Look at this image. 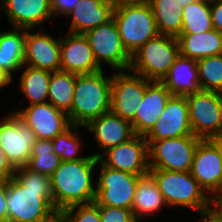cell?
<instances>
[{"label":"cell","instance_id":"obj_1","mask_svg":"<svg viewBox=\"0 0 222 222\" xmlns=\"http://www.w3.org/2000/svg\"><path fill=\"white\" fill-rule=\"evenodd\" d=\"M98 164L93 154L85 159L61 161L50 176L53 192V208L60 213L64 209L81 204L93 203L96 189L93 186L92 171Z\"/></svg>","mask_w":222,"mask_h":222},{"label":"cell","instance_id":"obj_2","mask_svg":"<svg viewBox=\"0 0 222 222\" xmlns=\"http://www.w3.org/2000/svg\"><path fill=\"white\" fill-rule=\"evenodd\" d=\"M112 76L105 77L102 70L77 75L71 110L67 113L71 125L85 126L111 108Z\"/></svg>","mask_w":222,"mask_h":222},{"label":"cell","instance_id":"obj_3","mask_svg":"<svg viewBox=\"0 0 222 222\" xmlns=\"http://www.w3.org/2000/svg\"><path fill=\"white\" fill-rule=\"evenodd\" d=\"M113 19L122 45L130 56L134 55L148 40L159 35L147 0L116 4Z\"/></svg>","mask_w":222,"mask_h":222},{"label":"cell","instance_id":"obj_4","mask_svg":"<svg viewBox=\"0 0 222 222\" xmlns=\"http://www.w3.org/2000/svg\"><path fill=\"white\" fill-rule=\"evenodd\" d=\"M154 178L159 191L163 195L168 206H183L199 212L204 220L214 208L211 197L205 195V191L193 178L191 172H177L168 170H149Z\"/></svg>","mask_w":222,"mask_h":222},{"label":"cell","instance_id":"obj_5","mask_svg":"<svg viewBox=\"0 0 222 222\" xmlns=\"http://www.w3.org/2000/svg\"><path fill=\"white\" fill-rule=\"evenodd\" d=\"M180 50L176 37L158 35L131 56L130 71L151 81H161Z\"/></svg>","mask_w":222,"mask_h":222},{"label":"cell","instance_id":"obj_6","mask_svg":"<svg viewBox=\"0 0 222 222\" xmlns=\"http://www.w3.org/2000/svg\"><path fill=\"white\" fill-rule=\"evenodd\" d=\"M6 201L7 222H54L59 218L41 191L27 189L14 177L8 179Z\"/></svg>","mask_w":222,"mask_h":222},{"label":"cell","instance_id":"obj_7","mask_svg":"<svg viewBox=\"0 0 222 222\" xmlns=\"http://www.w3.org/2000/svg\"><path fill=\"white\" fill-rule=\"evenodd\" d=\"M194 135L147 141L150 170L190 172L199 142Z\"/></svg>","mask_w":222,"mask_h":222},{"label":"cell","instance_id":"obj_8","mask_svg":"<svg viewBox=\"0 0 222 222\" xmlns=\"http://www.w3.org/2000/svg\"><path fill=\"white\" fill-rule=\"evenodd\" d=\"M101 164L100 175L96 184L97 206H111L132 210L135 190L140 175L115 170Z\"/></svg>","mask_w":222,"mask_h":222},{"label":"cell","instance_id":"obj_9","mask_svg":"<svg viewBox=\"0 0 222 222\" xmlns=\"http://www.w3.org/2000/svg\"><path fill=\"white\" fill-rule=\"evenodd\" d=\"M194 136L207 140L222 132V94L201 91L186 96Z\"/></svg>","mask_w":222,"mask_h":222},{"label":"cell","instance_id":"obj_10","mask_svg":"<svg viewBox=\"0 0 222 222\" xmlns=\"http://www.w3.org/2000/svg\"><path fill=\"white\" fill-rule=\"evenodd\" d=\"M93 51L97 64L105 61L117 71H127L131 66V56L122 45V41L112 18L84 34ZM103 60V61H102Z\"/></svg>","mask_w":222,"mask_h":222},{"label":"cell","instance_id":"obj_11","mask_svg":"<svg viewBox=\"0 0 222 222\" xmlns=\"http://www.w3.org/2000/svg\"><path fill=\"white\" fill-rule=\"evenodd\" d=\"M36 136L15 113L0 120V147L14 169L26 166Z\"/></svg>","mask_w":222,"mask_h":222},{"label":"cell","instance_id":"obj_12","mask_svg":"<svg viewBox=\"0 0 222 222\" xmlns=\"http://www.w3.org/2000/svg\"><path fill=\"white\" fill-rule=\"evenodd\" d=\"M151 80L137 74L118 71L112 75L110 110L123 119L132 122Z\"/></svg>","mask_w":222,"mask_h":222},{"label":"cell","instance_id":"obj_13","mask_svg":"<svg viewBox=\"0 0 222 222\" xmlns=\"http://www.w3.org/2000/svg\"><path fill=\"white\" fill-rule=\"evenodd\" d=\"M105 154V155H104ZM94 156L107 167L144 176L149 173L148 143L145 136L134 135L131 139Z\"/></svg>","mask_w":222,"mask_h":222},{"label":"cell","instance_id":"obj_14","mask_svg":"<svg viewBox=\"0 0 222 222\" xmlns=\"http://www.w3.org/2000/svg\"><path fill=\"white\" fill-rule=\"evenodd\" d=\"M190 172L213 201L222 194V158L208 139L199 142Z\"/></svg>","mask_w":222,"mask_h":222},{"label":"cell","instance_id":"obj_15","mask_svg":"<svg viewBox=\"0 0 222 222\" xmlns=\"http://www.w3.org/2000/svg\"><path fill=\"white\" fill-rule=\"evenodd\" d=\"M15 114L31 128L36 139L53 140L71 126L68 114L48 101L28 105Z\"/></svg>","mask_w":222,"mask_h":222},{"label":"cell","instance_id":"obj_16","mask_svg":"<svg viewBox=\"0 0 222 222\" xmlns=\"http://www.w3.org/2000/svg\"><path fill=\"white\" fill-rule=\"evenodd\" d=\"M193 135L189 122L187 99L184 96L171 95L159 120L145 136L146 141L178 138Z\"/></svg>","mask_w":222,"mask_h":222},{"label":"cell","instance_id":"obj_17","mask_svg":"<svg viewBox=\"0 0 222 222\" xmlns=\"http://www.w3.org/2000/svg\"><path fill=\"white\" fill-rule=\"evenodd\" d=\"M61 70L76 75L91 74L102 70L84 34L68 32L60 40Z\"/></svg>","mask_w":222,"mask_h":222},{"label":"cell","instance_id":"obj_18","mask_svg":"<svg viewBox=\"0 0 222 222\" xmlns=\"http://www.w3.org/2000/svg\"><path fill=\"white\" fill-rule=\"evenodd\" d=\"M24 66L60 71V39L56 40L48 33H31L30 29H26Z\"/></svg>","mask_w":222,"mask_h":222},{"label":"cell","instance_id":"obj_19","mask_svg":"<svg viewBox=\"0 0 222 222\" xmlns=\"http://www.w3.org/2000/svg\"><path fill=\"white\" fill-rule=\"evenodd\" d=\"M0 9L5 10L13 28L34 29L52 18L51 0H1ZM1 15V14H0ZM1 17V16H0Z\"/></svg>","mask_w":222,"mask_h":222},{"label":"cell","instance_id":"obj_20","mask_svg":"<svg viewBox=\"0 0 222 222\" xmlns=\"http://www.w3.org/2000/svg\"><path fill=\"white\" fill-rule=\"evenodd\" d=\"M171 93L160 81H152L146 88L144 98L131 122L136 135L146 136L164 111Z\"/></svg>","mask_w":222,"mask_h":222},{"label":"cell","instance_id":"obj_21","mask_svg":"<svg viewBox=\"0 0 222 222\" xmlns=\"http://www.w3.org/2000/svg\"><path fill=\"white\" fill-rule=\"evenodd\" d=\"M85 127L95 134L97 146L104 152L135 135L131 122L111 110L91 120Z\"/></svg>","mask_w":222,"mask_h":222},{"label":"cell","instance_id":"obj_22","mask_svg":"<svg viewBox=\"0 0 222 222\" xmlns=\"http://www.w3.org/2000/svg\"><path fill=\"white\" fill-rule=\"evenodd\" d=\"M160 82L171 95L186 97L201 92L197 60L179 55Z\"/></svg>","mask_w":222,"mask_h":222},{"label":"cell","instance_id":"obj_23","mask_svg":"<svg viewBox=\"0 0 222 222\" xmlns=\"http://www.w3.org/2000/svg\"><path fill=\"white\" fill-rule=\"evenodd\" d=\"M115 5L109 0H81L66 16L72 15L69 32L85 34L113 18Z\"/></svg>","mask_w":222,"mask_h":222},{"label":"cell","instance_id":"obj_24","mask_svg":"<svg viewBox=\"0 0 222 222\" xmlns=\"http://www.w3.org/2000/svg\"><path fill=\"white\" fill-rule=\"evenodd\" d=\"M180 55L199 60L222 54V33L212 29L197 34H180L177 37Z\"/></svg>","mask_w":222,"mask_h":222},{"label":"cell","instance_id":"obj_25","mask_svg":"<svg viewBox=\"0 0 222 222\" xmlns=\"http://www.w3.org/2000/svg\"><path fill=\"white\" fill-rule=\"evenodd\" d=\"M165 205L168 206L154 178L149 173L141 176L138 180L132 205L135 219L140 222L142 219L144 220L143 217L154 214Z\"/></svg>","mask_w":222,"mask_h":222},{"label":"cell","instance_id":"obj_26","mask_svg":"<svg viewBox=\"0 0 222 222\" xmlns=\"http://www.w3.org/2000/svg\"><path fill=\"white\" fill-rule=\"evenodd\" d=\"M26 29L0 32V68L12 72L24 66Z\"/></svg>","mask_w":222,"mask_h":222},{"label":"cell","instance_id":"obj_27","mask_svg":"<svg viewBox=\"0 0 222 222\" xmlns=\"http://www.w3.org/2000/svg\"><path fill=\"white\" fill-rule=\"evenodd\" d=\"M159 35L178 37L182 30V10L178 0H147Z\"/></svg>","mask_w":222,"mask_h":222},{"label":"cell","instance_id":"obj_28","mask_svg":"<svg viewBox=\"0 0 222 222\" xmlns=\"http://www.w3.org/2000/svg\"><path fill=\"white\" fill-rule=\"evenodd\" d=\"M76 76V74L62 70L51 72L48 102L66 113H68L72 107Z\"/></svg>","mask_w":222,"mask_h":222},{"label":"cell","instance_id":"obj_29","mask_svg":"<svg viewBox=\"0 0 222 222\" xmlns=\"http://www.w3.org/2000/svg\"><path fill=\"white\" fill-rule=\"evenodd\" d=\"M51 71L27 66L21 75V89L31 104L47 102Z\"/></svg>","mask_w":222,"mask_h":222},{"label":"cell","instance_id":"obj_30","mask_svg":"<svg viewBox=\"0 0 222 222\" xmlns=\"http://www.w3.org/2000/svg\"><path fill=\"white\" fill-rule=\"evenodd\" d=\"M181 34H197L213 29L210 3L197 0L182 10Z\"/></svg>","mask_w":222,"mask_h":222},{"label":"cell","instance_id":"obj_31","mask_svg":"<svg viewBox=\"0 0 222 222\" xmlns=\"http://www.w3.org/2000/svg\"><path fill=\"white\" fill-rule=\"evenodd\" d=\"M60 163L61 159L54 154L52 140L36 139L26 167L50 177Z\"/></svg>","mask_w":222,"mask_h":222},{"label":"cell","instance_id":"obj_32","mask_svg":"<svg viewBox=\"0 0 222 222\" xmlns=\"http://www.w3.org/2000/svg\"><path fill=\"white\" fill-rule=\"evenodd\" d=\"M197 68L202 91L222 94V54L197 60Z\"/></svg>","mask_w":222,"mask_h":222},{"label":"cell","instance_id":"obj_33","mask_svg":"<svg viewBox=\"0 0 222 222\" xmlns=\"http://www.w3.org/2000/svg\"><path fill=\"white\" fill-rule=\"evenodd\" d=\"M79 125H71L61 134L57 135L53 140L54 154L61 161H75L85 159L87 156H77L79 154L81 142L77 134Z\"/></svg>","mask_w":222,"mask_h":222},{"label":"cell","instance_id":"obj_34","mask_svg":"<svg viewBox=\"0 0 222 222\" xmlns=\"http://www.w3.org/2000/svg\"><path fill=\"white\" fill-rule=\"evenodd\" d=\"M14 178L27 189L41 191V197L53 207V192L49 176L22 166L15 169Z\"/></svg>","mask_w":222,"mask_h":222},{"label":"cell","instance_id":"obj_35","mask_svg":"<svg viewBox=\"0 0 222 222\" xmlns=\"http://www.w3.org/2000/svg\"><path fill=\"white\" fill-rule=\"evenodd\" d=\"M62 222H101L99 207L93 202L73 205L59 213Z\"/></svg>","mask_w":222,"mask_h":222},{"label":"cell","instance_id":"obj_36","mask_svg":"<svg viewBox=\"0 0 222 222\" xmlns=\"http://www.w3.org/2000/svg\"><path fill=\"white\" fill-rule=\"evenodd\" d=\"M101 222H138L132 210L111 206H98Z\"/></svg>","mask_w":222,"mask_h":222},{"label":"cell","instance_id":"obj_37","mask_svg":"<svg viewBox=\"0 0 222 222\" xmlns=\"http://www.w3.org/2000/svg\"><path fill=\"white\" fill-rule=\"evenodd\" d=\"M80 1L81 0H51L52 15H54V18L56 14L67 15Z\"/></svg>","mask_w":222,"mask_h":222},{"label":"cell","instance_id":"obj_38","mask_svg":"<svg viewBox=\"0 0 222 222\" xmlns=\"http://www.w3.org/2000/svg\"><path fill=\"white\" fill-rule=\"evenodd\" d=\"M7 190L8 180L0 179V222H7Z\"/></svg>","mask_w":222,"mask_h":222},{"label":"cell","instance_id":"obj_39","mask_svg":"<svg viewBox=\"0 0 222 222\" xmlns=\"http://www.w3.org/2000/svg\"><path fill=\"white\" fill-rule=\"evenodd\" d=\"M213 29L222 33V2L210 3Z\"/></svg>","mask_w":222,"mask_h":222},{"label":"cell","instance_id":"obj_40","mask_svg":"<svg viewBox=\"0 0 222 222\" xmlns=\"http://www.w3.org/2000/svg\"><path fill=\"white\" fill-rule=\"evenodd\" d=\"M15 169L8 162L6 155L0 147V179H10L14 177Z\"/></svg>","mask_w":222,"mask_h":222},{"label":"cell","instance_id":"obj_41","mask_svg":"<svg viewBox=\"0 0 222 222\" xmlns=\"http://www.w3.org/2000/svg\"><path fill=\"white\" fill-rule=\"evenodd\" d=\"M214 147L218 150L221 158H222V132L219 134H215L208 139Z\"/></svg>","mask_w":222,"mask_h":222},{"label":"cell","instance_id":"obj_42","mask_svg":"<svg viewBox=\"0 0 222 222\" xmlns=\"http://www.w3.org/2000/svg\"><path fill=\"white\" fill-rule=\"evenodd\" d=\"M12 80V76L7 71L0 68V88L10 84Z\"/></svg>","mask_w":222,"mask_h":222},{"label":"cell","instance_id":"obj_43","mask_svg":"<svg viewBox=\"0 0 222 222\" xmlns=\"http://www.w3.org/2000/svg\"><path fill=\"white\" fill-rule=\"evenodd\" d=\"M204 222H222V217L213 210L204 220Z\"/></svg>","mask_w":222,"mask_h":222},{"label":"cell","instance_id":"obj_44","mask_svg":"<svg viewBox=\"0 0 222 222\" xmlns=\"http://www.w3.org/2000/svg\"><path fill=\"white\" fill-rule=\"evenodd\" d=\"M214 210L222 217V194L214 201Z\"/></svg>","mask_w":222,"mask_h":222},{"label":"cell","instance_id":"obj_45","mask_svg":"<svg viewBox=\"0 0 222 222\" xmlns=\"http://www.w3.org/2000/svg\"><path fill=\"white\" fill-rule=\"evenodd\" d=\"M178 1L180 3V7L184 8V7L188 6L191 3H194L197 0H178Z\"/></svg>","mask_w":222,"mask_h":222},{"label":"cell","instance_id":"obj_46","mask_svg":"<svg viewBox=\"0 0 222 222\" xmlns=\"http://www.w3.org/2000/svg\"><path fill=\"white\" fill-rule=\"evenodd\" d=\"M112 2L114 5L119 4V3H125V2H137L141 0H109Z\"/></svg>","mask_w":222,"mask_h":222},{"label":"cell","instance_id":"obj_47","mask_svg":"<svg viewBox=\"0 0 222 222\" xmlns=\"http://www.w3.org/2000/svg\"><path fill=\"white\" fill-rule=\"evenodd\" d=\"M208 3L222 2V0H206Z\"/></svg>","mask_w":222,"mask_h":222},{"label":"cell","instance_id":"obj_48","mask_svg":"<svg viewBox=\"0 0 222 222\" xmlns=\"http://www.w3.org/2000/svg\"><path fill=\"white\" fill-rule=\"evenodd\" d=\"M54 222H62V221L58 218Z\"/></svg>","mask_w":222,"mask_h":222}]
</instances>
